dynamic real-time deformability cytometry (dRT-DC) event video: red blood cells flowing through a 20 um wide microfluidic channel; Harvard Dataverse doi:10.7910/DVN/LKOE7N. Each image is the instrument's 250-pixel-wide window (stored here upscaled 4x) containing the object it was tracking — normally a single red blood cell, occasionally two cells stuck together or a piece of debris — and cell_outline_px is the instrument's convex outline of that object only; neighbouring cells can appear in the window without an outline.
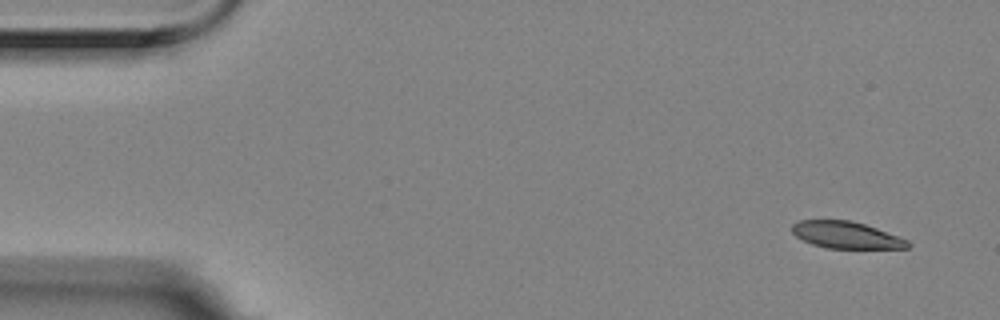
{"species": "Egyptian fruit bat (a non-hibernating species)", "species_latin": "Rousettus aegyptiacus", "temperature_condition": "room temperature", "stored_images_in_passage": 6, "camera_frame_rate_fps": 3000, "um_per_image_px": 0.085, "animal": {"sex": "female"}, "frame": {"image": 1, "passage_image": 1, "time_ms": 0.0, "image_size_px": [1000, 320], "cell_outline_px": [[912, 244], [908, 248], [824, 248], [812, 244], [796, 236], [792, 232], [792, 224], [800, 220], [848, 220], [864, 224], [876, 228], [908, 240]], "centroid_in_image_um": [71.92, 19.98], "position_along_channel_um": 13.1, "area_um2": 17.98}}
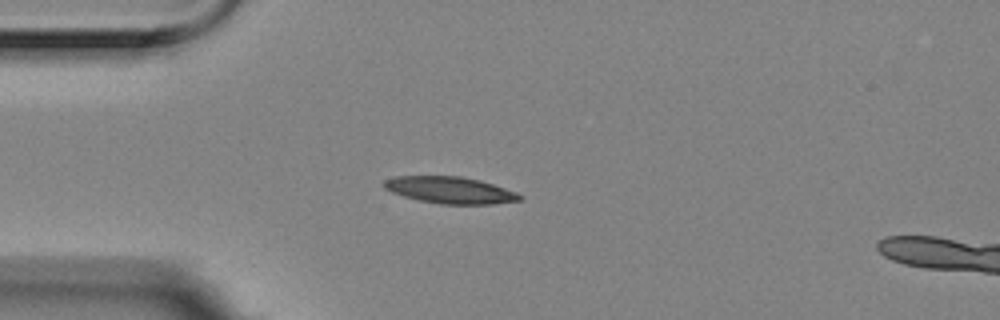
{"frame": {"image": 2, "passage_image": 4, "time_ms": 1.0, "image_size_px": [1000, 320], "cell_outline_px": [[524, 196], [520, 200], [492, 204], [440, 204], [420, 200], [404, 196], [392, 192], [384, 188], [384, 180], [396, 176], [460, 176], [480, 180], [516, 192]], "centroid_in_image_um": [38.26, 16.16], "position_along_channel_um": 46.7, "area_um2": 20.98}}
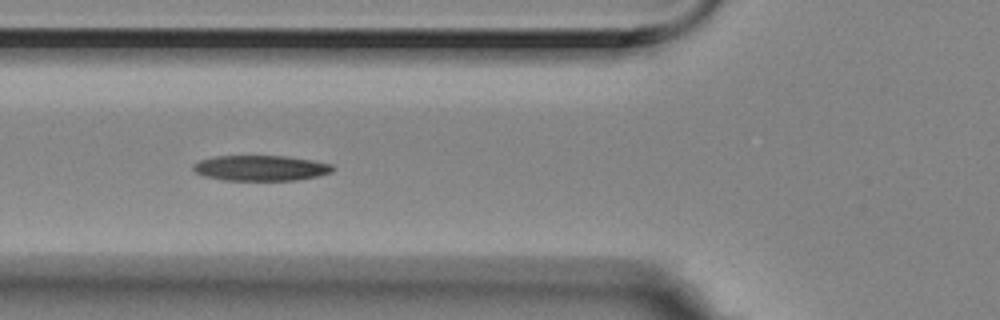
{"frame": {"image": 3, "passage_image": 6, "time_ms": 1.667, "image_size_px": [1000, 320], "cell_outline_px": [[336, 168], [332, 172], [316, 176], [296, 180], [224, 180], [204, 176], [196, 172], [192, 168], [192, 164], [200, 160], [212, 156], [288, 156], [312, 160], [332, 164]], "centroid_in_image_um": [22.16, 14.28], "position_along_channel_um": 103.6, "area_um2": 20.75}}